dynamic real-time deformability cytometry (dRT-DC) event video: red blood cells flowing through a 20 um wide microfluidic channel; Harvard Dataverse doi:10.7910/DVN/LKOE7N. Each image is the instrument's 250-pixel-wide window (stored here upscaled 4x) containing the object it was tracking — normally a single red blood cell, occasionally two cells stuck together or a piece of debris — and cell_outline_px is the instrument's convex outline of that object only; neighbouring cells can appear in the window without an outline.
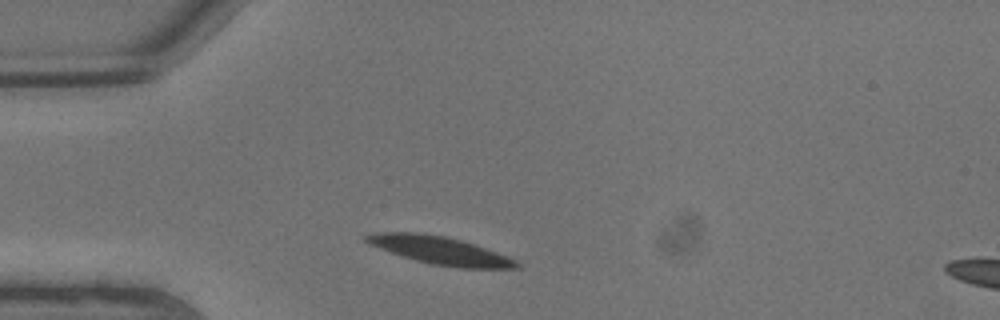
{"species": "common noctule bat (a hibernating species)", "species_latin": "Nyctalus noctula", "temperature_condition": "warm", "stored_images_in_passage": 3, "camera_frame_rate_fps": 3000, "um_per_image_px": 0.085, "animal": {"sex": "male", "body_mass_g": 13.3}, "frame": {"image": 1, "passage_image": 1, "time_ms": 0.0, "image_size_px": [1000, 320], "cell_outline_px": [[520, 268], [460, 268], [432, 264], [416, 260], [368, 244], [360, 236], [372, 232], [416, 232], [444, 236], [460, 240], [508, 256], [516, 260], [520, 264]], "centroid_in_image_um": [37.35, 21.27], "position_along_channel_um": 47.6, "area_um2": 24.16}}
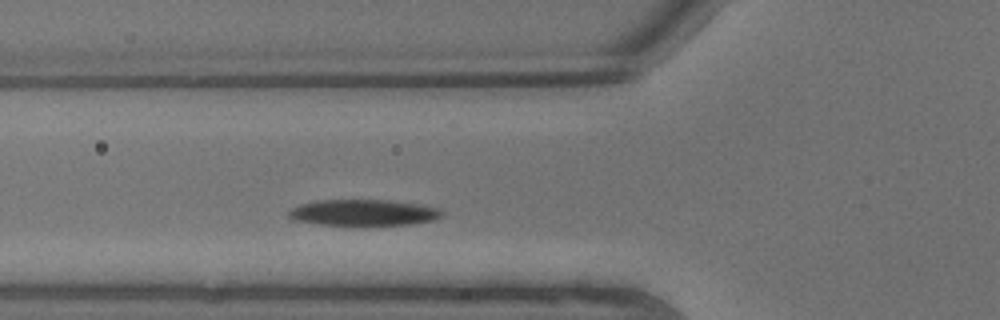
{"frame": {"image": 2, "passage_image": 3, "time_ms": 0.667, "image_size_px": [1000, 320], "cell_outline_px": [[444, 216], [436, 220], [408, 224], [320, 224], [292, 220], [288, 216], [288, 208], [300, 204], [316, 200], [392, 200], [420, 204], [440, 208], [444, 212]], "centroid_in_image_um": [30.91, 18.05], "position_along_channel_um": 94.9, "area_um2": 23.41}}